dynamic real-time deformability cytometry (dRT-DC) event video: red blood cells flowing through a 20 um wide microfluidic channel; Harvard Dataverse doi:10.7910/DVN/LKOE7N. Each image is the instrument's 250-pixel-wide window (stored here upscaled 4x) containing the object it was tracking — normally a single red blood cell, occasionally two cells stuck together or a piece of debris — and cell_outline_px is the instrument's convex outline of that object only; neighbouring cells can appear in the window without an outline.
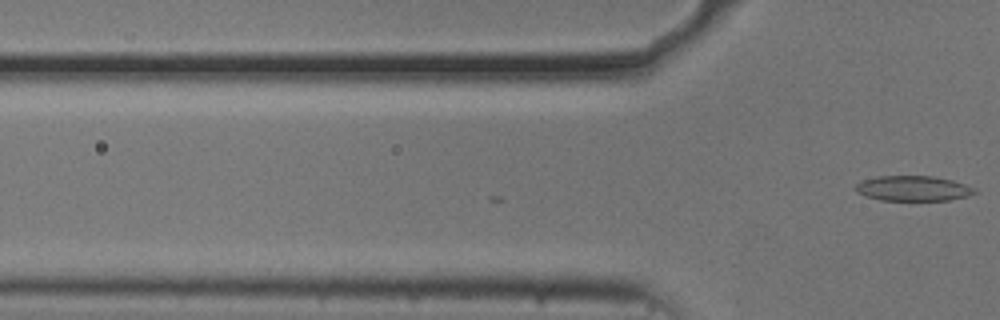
{"species": "common noctule bat (a hibernating species)", "species_latin": "Nyctalus noctula", "temperature_condition": "cold", "stored_images_in_passage": 3, "camera_frame_rate_fps": 3000, "um_per_image_px": 0.085, "animal": {"sex": "male", "body_mass_g": 20.5, "forearm_length_mm": 52.5}, "frame": {"image": 1, "passage_image": 3, "time_ms": 0.667, "image_size_px": [1000, 320], "cell_outline_px": [[976, 192], [968, 196], [948, 200], [880, 200], [864, 196], [856, 192], [852, 188], [860, 180], [880, 176], [932, 176], [952, 180], [976, 188]], "centroid_in_image_um": [77.56, 16.01], "position_along_channel_um": 48.2, "area_um2": 17.57}}